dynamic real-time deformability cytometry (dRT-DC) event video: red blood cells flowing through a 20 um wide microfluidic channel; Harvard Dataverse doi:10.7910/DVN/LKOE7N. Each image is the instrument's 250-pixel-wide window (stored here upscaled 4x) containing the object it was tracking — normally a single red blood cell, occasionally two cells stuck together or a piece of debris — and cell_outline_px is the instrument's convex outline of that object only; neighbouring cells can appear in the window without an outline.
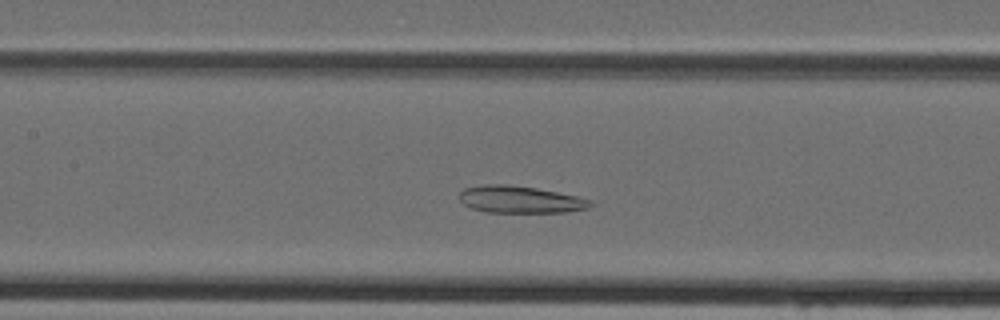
{"species": "Egyptian fruit bat (a non-hibernating species)", "species_latin": "Rousettus aegyptiacus", "temperature_condition": "cold", "stored_images_in_passage": 39, "camera_frame_rate_fps": 3000, "um_per_image_px": 0.085, "animal": {"sex": "female"}, "frame": {"image": 1, "passage_image": 14, "time_ms": 4.333, "image_size_px": [1000, 320], "cell_outline_px": [[592, 204], [588, 208], [568, 212], [488, 212], [472, 208], [464, 204], [456, 196], [464, 188], [484, 184], [508, 184], [536, 188], [576, 196], [592, 200]], "centroid_in_image_um": [44.18, 16.95], "position_along_channel_um": 163.2, "area_um2": 20.69}}
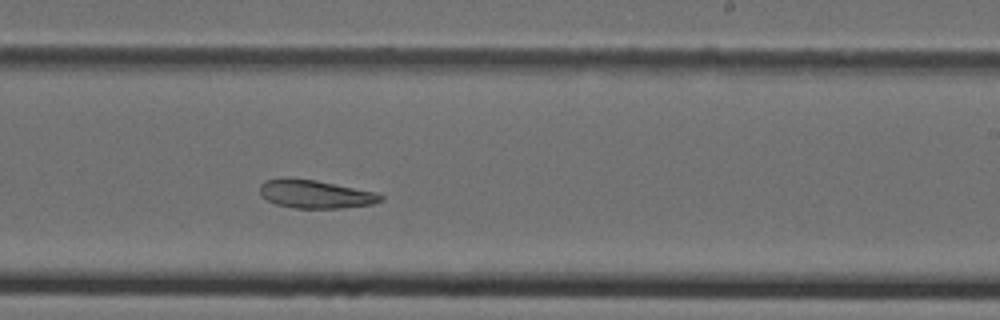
{"frame": {"image": 2, "passage_image": 21, "time_ms": 6.667, "image_size_px": [1000, 320], "cell_outline_px": [[384, 200], [372, 204], [340, 208], [296, 208], [276, 204], [260, 196], [260, 184], [264, 180], [284, 176], [288, 176], [316, 180], [376, 192], [384, 196]], "centroid_in_image_um": [26.76, 16.47], "position_along_channel_um": 262.2, "area_um2": 20.23}}
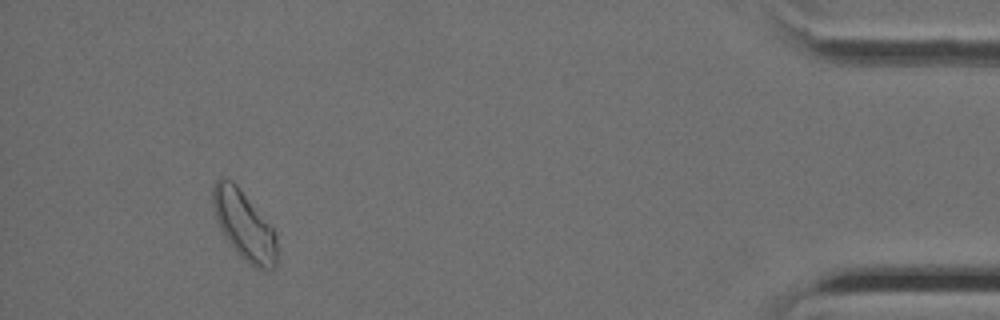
{"frame": {"image": 3, "passage_image": 36, "time_ms": 11.667, "image_size_px": [1000, 320], "cell_outline_px": [[276, 264], [272, 268], [264, 272], [256, 268], [244, 260], [236, 252], [224, 236], [216, 220], [212, 204], [212, 188], [216, 180], [220, 176], [224, 176], [232, 180], [236, 184], [276, 232]], "centroid_in_image_um": [20.72, 19.14], "position_along_channel_um": 414.5, "area_um2": 25.84}}